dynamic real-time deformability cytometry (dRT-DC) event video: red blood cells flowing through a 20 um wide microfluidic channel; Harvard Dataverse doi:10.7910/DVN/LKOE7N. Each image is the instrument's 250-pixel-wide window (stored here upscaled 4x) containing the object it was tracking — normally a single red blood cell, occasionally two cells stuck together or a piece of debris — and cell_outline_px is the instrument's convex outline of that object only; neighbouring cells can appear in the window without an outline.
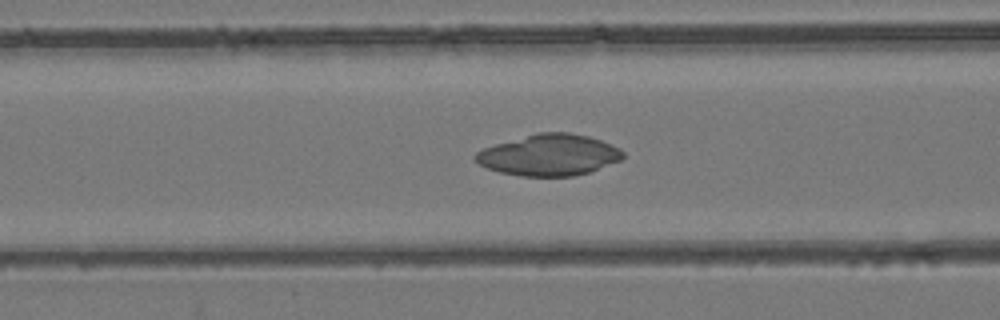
{"species": "common noctule bat (a hibernating species)", "species_latin": "Nyctalus noctula", "temperature_condition": "room temperature", "stored_images_in_passage": 54, "camera_frame_rate_fps": 3000, "um_per_image_px": 0.085, "animal": {"sex": "female", "body_mass_g": 24.6, "forearm_length_mm": 56.2}, "frame": {"image": 1, "passage_image": 23, "time_ms": 7.333, "image_size_px": [1000, 320], "cell_outline_px": [[624, 156], [620, 160], [588, 172], [572, 176], [520, 176], [500, 172], [488, 168], [480, 164], [472, 156], [476, 152], [484, 148], [496, 144], [536, 132], [568, 132], [588, 136], [600, 140], [620, 148], [624, 152]], "centroid_in_image_um": [46.66, 13.17], "position_along_channel_um": 119.9, "area_um2": 35.26}}
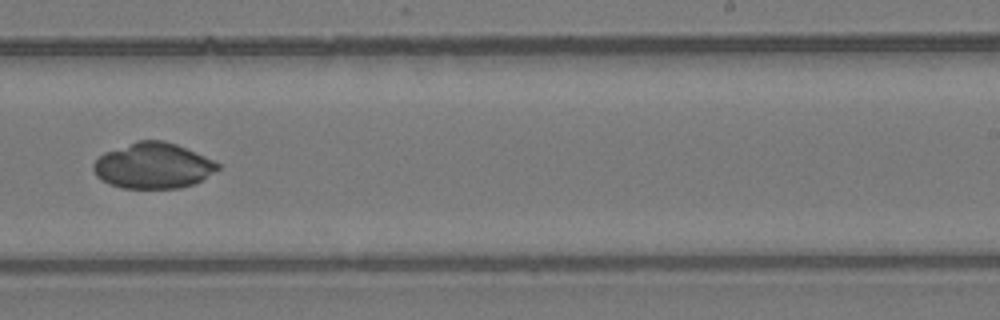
{"frame": {"image": 2, "passage_image": 35, "time_ms": 11.333, "image_size_px": [1000, 320], "cell_outline_px": [[220, 168], [200, 180], [192, 184], [180, 188], [124, 188], [112, 184], [96, 176], [92, 168], [92, 164], [104, 152], [136, 140], [164, 140], [176, 144], [204, 156], [220, 164]], "centroid_in_image_um": [12.99, 14.07], "position_along_channel_um": 276.0, "area_um2": 32.83}}
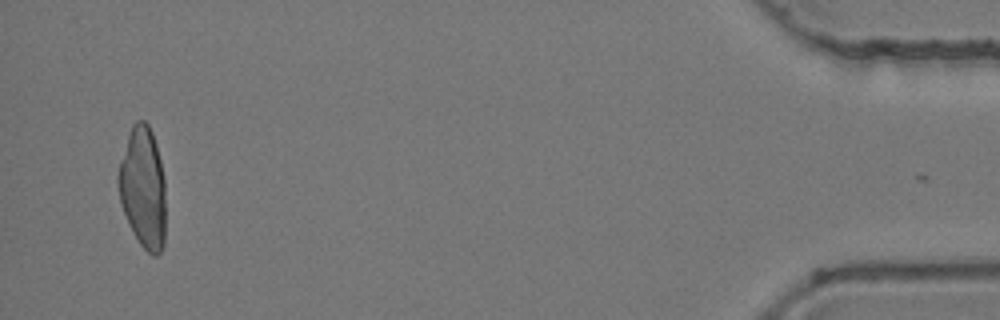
{"frame": {"image": 3, "passage_image": 53, "time_ms": 17.333, "image_size_px": [1000, 320], "cell_outline_px": [[164, 244], [160, 252], [156, 256], [152, 256], [140, 244], [120, 204], [116, 180], [116, 176], [128, 136], [132, 124], [136, 120], [144, 120], [148, 124], [152, 132], [156, 144], [164, 176]], "centroid_in_image_um": [12.14, 15.93], "position_along_channel_um": 423.1, "area_um2": 33.29}}